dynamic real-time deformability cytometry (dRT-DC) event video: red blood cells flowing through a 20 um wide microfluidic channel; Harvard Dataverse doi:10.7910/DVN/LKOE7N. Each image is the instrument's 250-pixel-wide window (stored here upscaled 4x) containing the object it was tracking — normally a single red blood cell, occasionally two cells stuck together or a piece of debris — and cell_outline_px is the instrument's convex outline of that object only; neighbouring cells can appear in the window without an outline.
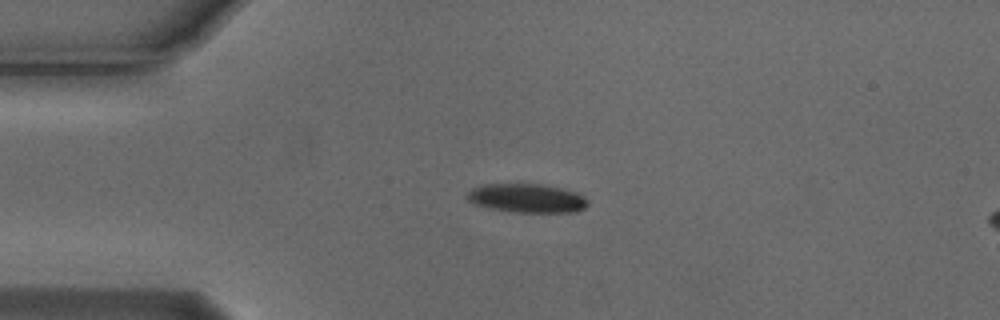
{"species": "Egyptian fruit bat (a non-hibernating species)", "species_latin": "Rousettus aegyptiacus", "temperature_condition": "cold", "stored_images_in_passage": 2, "segment_of_instrument_passage": [1, 2], "camera_frame_rate_fps": 3000, "um_per_image_px": 0.085, "animal": {"sex": "male"}, "frame": {"image": 1, "passage_image": 1, "time_ms": 0.0, "image_size_px": [1000, 320], "cell_outline_px": [[588, 204], [584, 208], [576, 212], [512, 212], [488, 208], [472, 204], [468, 200], [468, 192], [472, 188], [480, 184], [540, 184], [560, 188], [576, 192], [584, 196], [588, 200]], "centroid_in_image_um": [44.77, 16.85], "position_along_channel_um": 40.2, "area_um2": 20.4}}